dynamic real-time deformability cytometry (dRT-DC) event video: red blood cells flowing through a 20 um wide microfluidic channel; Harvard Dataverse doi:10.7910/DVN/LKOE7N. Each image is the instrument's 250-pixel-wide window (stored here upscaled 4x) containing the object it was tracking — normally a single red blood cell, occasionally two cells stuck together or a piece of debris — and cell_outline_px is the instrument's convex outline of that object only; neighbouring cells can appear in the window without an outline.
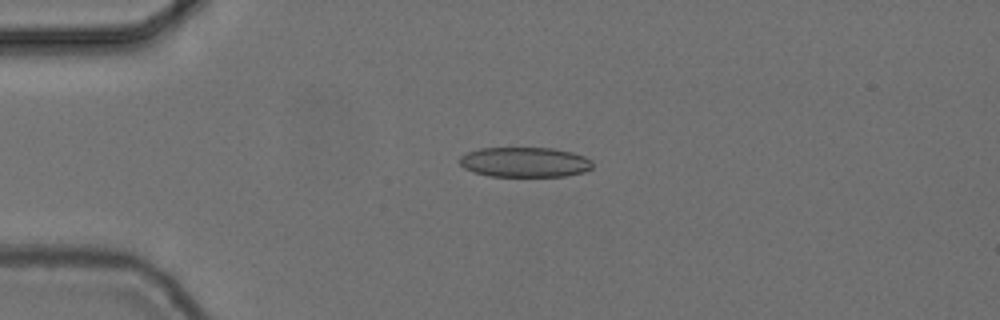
{"species": "common noctule bat (a hibernating species)", "species_latin": "Nyctalus noctula", "temperature_condition": "cold", "stored_images_in_passage": 55, "camera_frame_rate_fps": 3000, "um_per_image_px": 0.085, "animal": {"sex": "female", "body_mass_g": 24.6, "forearm_length_mm": 56.2}, "frame": {"image": 1, "passage_image": 13, "time_ms": 4.0, "image_size_px": [1000, 320], "cell_outline_px": [[592, 168], [584, 172], [568, 176], [488, 176], [472, 172], [464, 168], [460, 164], [460, 156], [468, 152], [480, 148], [552, 148], [572, 152], [584, 156], [592, 160]], "centroid_in_image_um": [44.61, 13.79], "position_along_channel_um": 40.4, "area_um2": 23.35}}
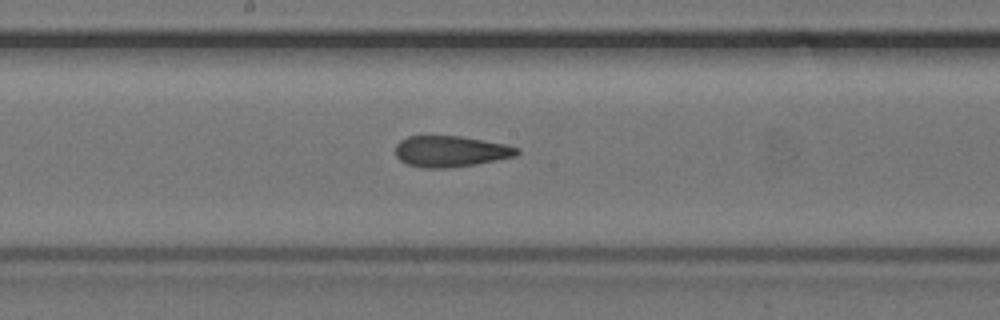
{"frame": {"image": 2, "passage_image": 29, "time_ms": 9.333, "image_size_px": [1000, 320], "cell_outline_px": [[520, 152], [516, 156], [476, 164], [448, 168], [420, 168], [408, 164], [400, 160], [396, 156], [396, 144], [400, 140], [408, 136], [460, 136], [508, 144], [520, 148]], "centroid_in_image_um": [38.32, 12.86], "position_along_channel_um": 209.9, "area_um2": 22.2}}
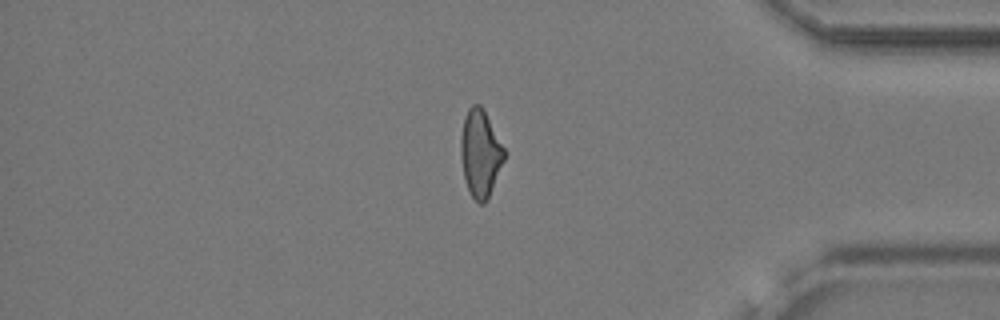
{"frame": {"image": 3, "passage_image": 46, "time_ms": 15.0, "image_size_px": [1000, 320], "cell_outline_px": [[508, 152], [488, 200], [484, 204], [480, 204], [472, 196], [464, 180], [460, 156], [460, 136], [464, 116], [468, 108], [472, 104], [480, 104]], "centroid_in_image_um": [40.84, 13.04], "position_along_channel_um": 394.4, "area_um2": 22.6}, "authors_computed_cell_mechanics": {"area_um2": 22.8888, "velocity_mm_per_s": 3.729, "shape_relaxation_time_tau1_ms": null, "shape_relaxation_time_tau2_ms": 2.4486, "deformation_change_tau1": null, "deformation_change_tau2": 0.1079}}